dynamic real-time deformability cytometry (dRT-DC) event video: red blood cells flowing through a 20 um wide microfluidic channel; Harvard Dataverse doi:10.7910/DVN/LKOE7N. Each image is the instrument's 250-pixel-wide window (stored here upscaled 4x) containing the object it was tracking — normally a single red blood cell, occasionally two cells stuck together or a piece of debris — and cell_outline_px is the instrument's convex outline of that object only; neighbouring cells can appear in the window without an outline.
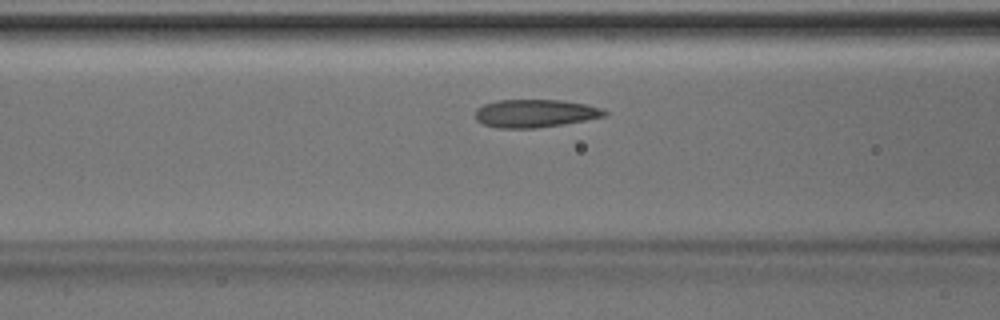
{"species": "Egyptian fruit bat (a non-hibernating species)", "species_latin": "Rousettus aegyptiacus", "temperature_condition": "room temperature", "stored_images_in_passage": 41, "camera_frame_rate_fps": 3000, "um_per_image_px": 0.085, "animal": {"sex": "male"}, "frame": {"image": 1, "passage_image": 12, "time_ms": 3.667, "image_size_px": [1000, 320], "cell_outline_px": [[608, 112], [604, 116], [564, 124], [536, 128], [500, 128], [484, 124], [476, 120], [476, 108], [484, 104], [496, 100], [560, 100], [584, 104], [600, 108]], "centroid_in_image_um": [45.44, 9.63], "position_along_channel_um": 121.2, "area_um2": 20.87}}
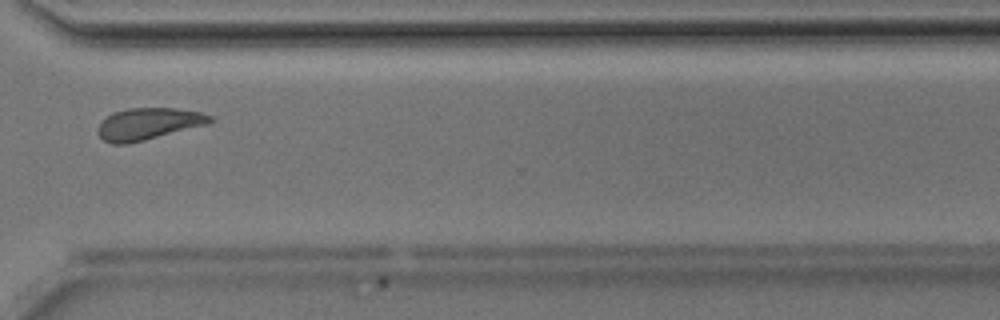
{"frame": {"image": 2, "passage_image": 29, "time_ms": 9.333, "image_size_px": [1000, 320], "cell_outline_px": [[212, 120], [208, 124], [128, 144], [112, 144], [104, 140], [96, 132], [96, 128], [100, 120], [112, 112], [128, 108], [176, 108], [200, 112], [212, 116]], "centroid_in_image_um": [12.54, 10.52], "position_along_channel_um": 358.1, "area_um2": 20.92}}
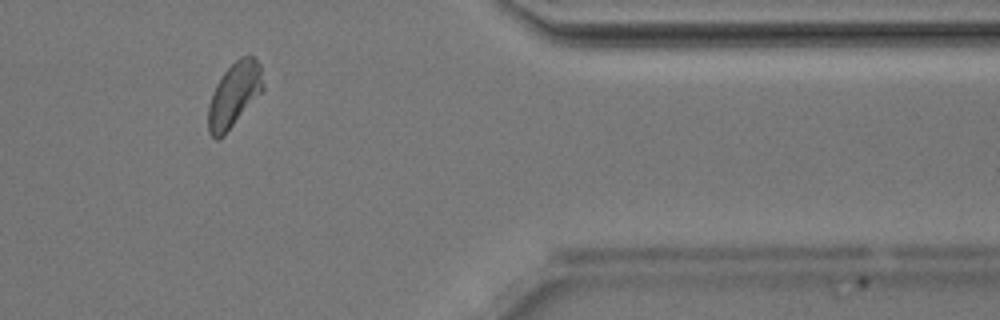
{"frame": {"image": 3, "passage_image": 33, "time_ms": 10.667, "image_size_px": [1000, 320], "cell_outline_px": [[264, 92], [224, 136], [216, 140], [208, 132], [208, 104], [212, 92], [216, 84], [224, 72], [240, 56], [252, 56], [260, 64], [264, 84]], "centroid_in_image_um": [19.92, 8.09], "position_along_channel_um": 391.5, "area_um2": 21.04}, "authors_computed_cell_mechanics": {"area_um2": 20.8658, "velocity_mm_per_s": 4.1831, "shape_relaxation_time_tau1_ms": 2.5435, "shape_relaxation_time_tau2_ms": 0.8489, "deformation_change_tau1": 0.1186, "deformation_change_tau2": 0.0708}}